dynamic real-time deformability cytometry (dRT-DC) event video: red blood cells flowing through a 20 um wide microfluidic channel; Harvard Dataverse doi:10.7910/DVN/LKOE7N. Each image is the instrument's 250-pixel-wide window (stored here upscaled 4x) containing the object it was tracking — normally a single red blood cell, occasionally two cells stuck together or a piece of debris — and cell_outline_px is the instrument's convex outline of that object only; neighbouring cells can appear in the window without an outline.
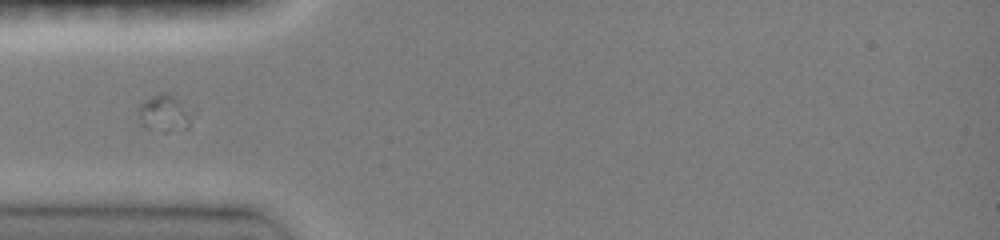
{"species": "common noctule bat (a hibernating species)", "species_latin": "Nyctalus noctula", "temperature_condition": "room temperature", "stored_images_in_passage": 35, "camera_frame_rate_fps": 3000, "um_per_image_px": 0.085, "animal": {"sex": "female", "body_mass_g": 19.0, "forearm_length_mm": 51.5}, "frame": {"image": 1, "passage_image": 1, "time_ms": 0.0, "image_size_px": [1000, 240], "cell_outline_px": [[196, 116], [188, 128], [148, 128], [140, 124], [136, 112], [140, 104], [144, 100], [160, 92], [168, 92], [196, 108]], "centroid_in_image_um": [14.08, 9.53], "position_along_channel_um": 70.9, "area_um2": 12.02}}
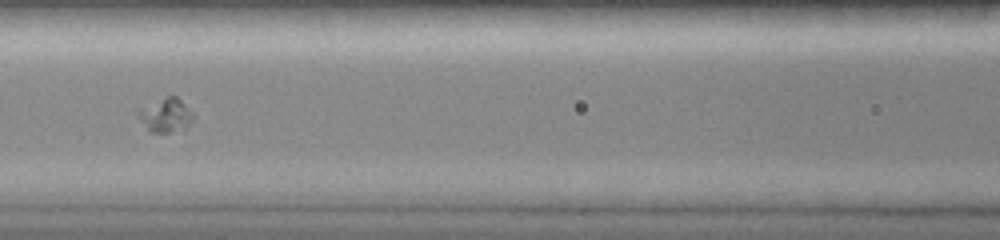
{"frame": {"image": 2, "passage_image": 14, "time_ms": 2.333, "image_size_px": [1000, 240], "cell_outline_px": [[196, 116], [184, 128], [168, 132], [152, 132], [136, 116], [136, 112], [140, 108], [168, 96], [176, 96]], "centroid_in_image_um": [14.08, 9.78], "position_along_channel_um": 152.5, "area_um2": 10.52}}